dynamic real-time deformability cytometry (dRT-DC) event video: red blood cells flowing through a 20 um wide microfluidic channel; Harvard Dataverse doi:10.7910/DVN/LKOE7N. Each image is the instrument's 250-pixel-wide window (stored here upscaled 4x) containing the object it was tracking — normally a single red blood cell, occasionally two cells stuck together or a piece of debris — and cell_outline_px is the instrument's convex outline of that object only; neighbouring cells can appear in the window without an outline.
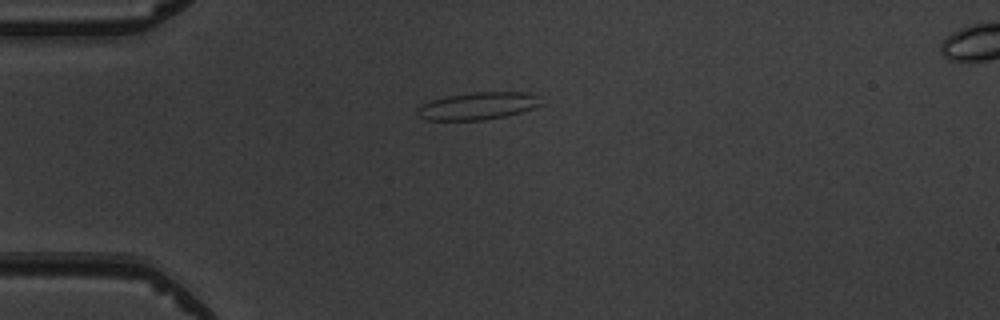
{"species": "common noctule bat (a hibernating species)", "species_latin": "Nyctalus noctula", "temperature_condition": "warm", "stored_images_in_passage": 4, "camera_frame_rate_fps": 3000, "um_per_image_px": 0.085, "animal": {"sex": "male", "body_mass_g": 19.5, "forearm_length_mm": 54.6}, "frame": {"image": 1, "passage_image": 1, "time_ms": 0.0, "image_size_px": [1000, 320], "cell_outline_px": [[544, 104], [520, 112], [504, 116], [484, 120], [428, 120], [420, 116], [416, 112], [416, 108], [420, 104], [432, 100], [448, 96], [472, 92], [528, 92], [540, 96]], "centroid_in_image_um": [40.64, 8.99], "position_along_channel_um": 44.4, "area_um2": 19.83}}
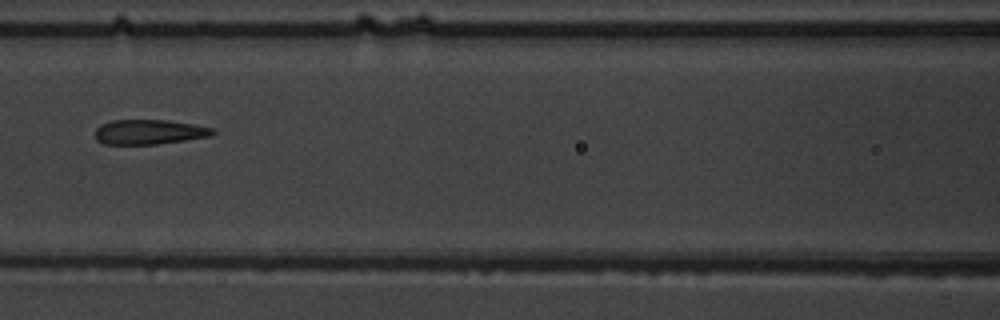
{"frame": {"image": 2, "passage_image": 4, "time_ms": 3.333, "image_size_px": [1000, 320], "cell_outline_px": [[216, 132], [212, 136], [156, 144], [104, 144], [96, 140], [96, 128], [100, 124], [112, 120], [168, 120], [216, 128]], "centroid_in_image_um": [12.7, 11.21], "position_along_channel_um": 153.9, "area_um2": 17.05}}